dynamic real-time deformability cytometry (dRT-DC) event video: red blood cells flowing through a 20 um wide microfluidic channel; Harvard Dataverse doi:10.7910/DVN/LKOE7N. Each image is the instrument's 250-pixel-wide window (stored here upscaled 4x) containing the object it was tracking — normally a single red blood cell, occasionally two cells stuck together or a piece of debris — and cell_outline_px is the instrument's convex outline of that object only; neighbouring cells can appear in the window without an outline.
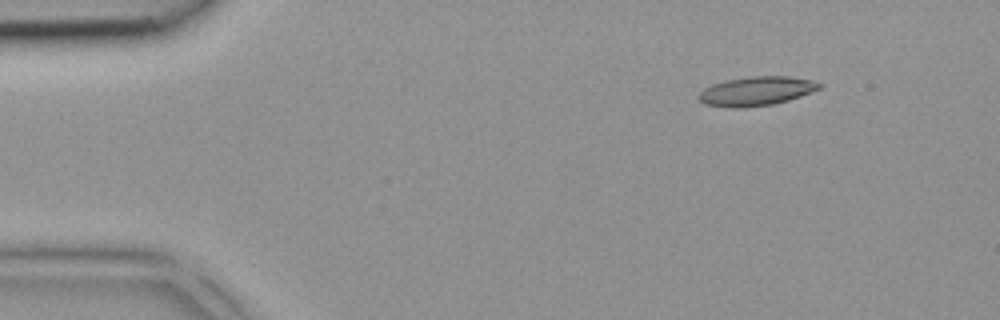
{"species": "common noctule bat (a hibernating species)", "species_latin": "Nyctalus noctula", "temperature_condition": "room temperature", "stored_images_in_passage": 38, "camera_frame_rate_fps": 3000, "um_per_image_px": 0.085, "animal": {"sex": "female", "body_mass_g": 18.4}, "frame": {"image": 1, "passage_image": 1, "time_ms": 0.0, "image_size_px": [1000, 320], "cell_outline_px": [[820, 88], [800, 96], [788, 100], [772, 104], [740, 108], [732, 108], [704, 104], [696, 96], [704, 88], [712, 84], [724, 80], [752, 76], [788, 76], [812, 80], [820, 84]], "centroid_in_image_um": [64.23, 7.74], "position_along_channel_um": 20.8, "area_um2": 20.35}}
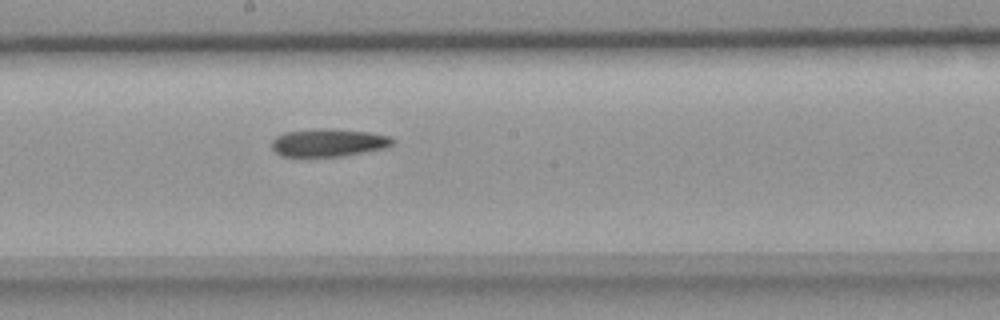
{"frame": {"image": 2, "passage_image": 19, "time_ms": 6.0, "image_size_px": [1000, 320], "cell_outline_px": [[396, 144], [388, 148], [344, 156], [280, 156], [272, 148], [272, 140], [276, 136], [284, 132], [372, 132], [388, 136], [396, 140]], "centroid_in_image_um": [28.0, 12.2], "position_along_channel_um": 220.2, "area_um2": 18.55}}
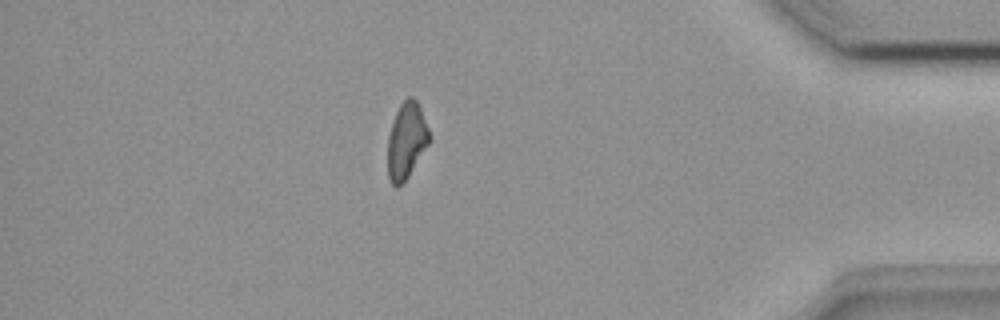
{"frame": {"image": 3, "passage_image": 33, "time_ms": 10.667, "image_size_px": [1000, 320], "cell_outline_px": [[432, 140], [408, 176], [396, 188], [392, 184], [388, 176], [388, 136], [392, 120], [400, 104], [408, 96], [412, 96], [416, 100], [420, 108], [432, 136]], "centroid_in_image_um": [34.56, 11.93], "position_along_channel_um": 400.6, "area_um2": 18.61}}